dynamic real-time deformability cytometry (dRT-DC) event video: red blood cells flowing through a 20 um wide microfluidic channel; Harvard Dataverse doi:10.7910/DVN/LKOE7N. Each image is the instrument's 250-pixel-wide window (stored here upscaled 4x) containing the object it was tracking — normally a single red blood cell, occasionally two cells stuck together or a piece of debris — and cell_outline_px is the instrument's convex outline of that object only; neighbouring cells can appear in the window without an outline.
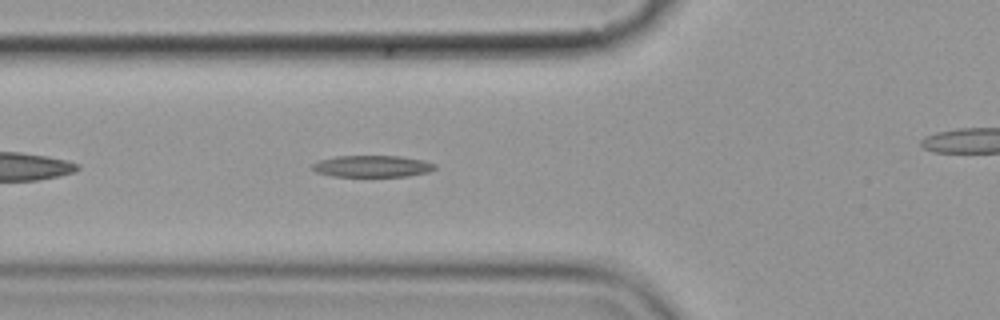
{"species": "common noctule bat (a hibernating species)", "species_latin": "Nyctalus noctula", "temperature_condition": "cold", "stored_images_in_passage": 7, "segment_of_instrument_passage": [1, 2], "camera_frame_rate_fps": 3000, "um_per_image_px": 0.085, "animal": {"sex": "female", "body_mass_g": 19.9}, "frame": {"image": 1, "passage_image": 6, "time_ms": 6.667, "image_size_px": [1000, 320], "cell_outline_px": [[436, 168], [428, 172], [408, 176], [332, 176], [316, 172], [312, 168], [312, 164], [320, 160], [336, 156], [400, 156], [424, 160], [436, 164]], "centroid_in_image_um": [31.66, 14.13], "position_along_channel_um": 94.1, "area_um2": 15.43}}